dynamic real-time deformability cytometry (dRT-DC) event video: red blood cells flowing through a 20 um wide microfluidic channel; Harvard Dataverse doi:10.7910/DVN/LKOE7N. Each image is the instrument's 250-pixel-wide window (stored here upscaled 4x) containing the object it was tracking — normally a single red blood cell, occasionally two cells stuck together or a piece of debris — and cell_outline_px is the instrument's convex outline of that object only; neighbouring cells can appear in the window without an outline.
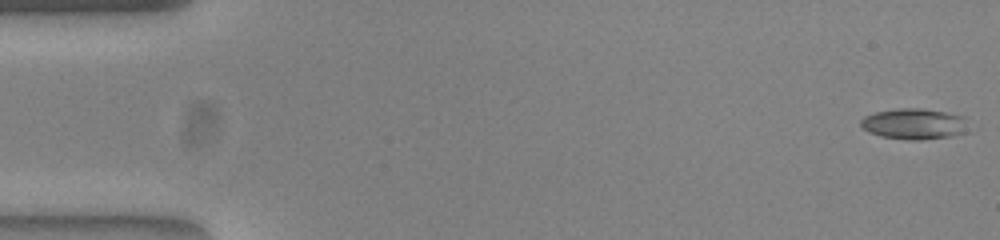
{"species": "common noctule bat (a hibernating species)", "species_latin": "Nyctalus noctula", "temperature_condition": "warm", "stored_images_in_passage": 53, "camera_frame_rate_fps": 3000, "um_per_image_px": 0.085, "animal": {"sex": "female", "body_mass_g": 23.0, "forearm_length_mm": 53.4}, "frame": {"image": 1, "passage_image": 1, "time_ms": 0.0, "image_size_px": [1000, 240], "cell_outline_px": [[964, 132], [952, 136], [916, 140], [912, 140], [880, 136], [868, 132], [860, 124], [860, 120], [864, 116], [876, 112], [900, 108], [920, 108], [944, 112], [964, 116]], "centroid_in_image_um": [77.63, 10.52], "position_along_channel_um": 7.4, "area_um2": 18.96}}
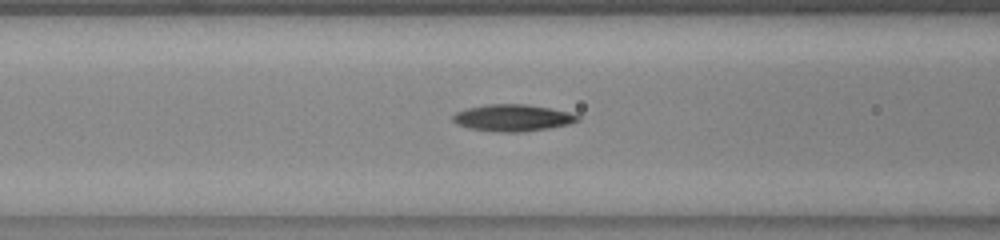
{"frame": {"image": 2, "passage_image": 21, "time_ms": 6.667, "image_size_px": [1000, 240], "cell_outline_px": [[580, 120], [568, 124], [548, 128], [524, 132], [500, 132], [472, 128], [456, 124], [452, 120], [452, 116], [456, 112], [468, 108], [488, 104], [524, 104], [548, 108], [568, 112], [580, 116]], "centroid_in_image_um": [43.57, 10.02], "position_along_channel_um": 123.0, "area_um2": 19.25}}
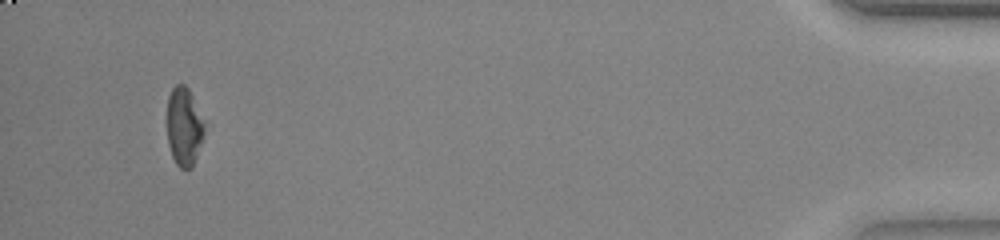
{"frame": {"image": 3, "passage_image": 50, "time_ms": 16.333, "image_size_px": [1000, 240], "cell_outline_px": [[204, 136], [192, 168], [180, 168], [176, 164], [172, 156], [168, 144], [168, 96], [172, 88], [176, 84], [184, 84], [188, 88], [192, 96], [204, 128]], "centroid_in_image_um": [15.63, 10.79], "position_along_channel_um": 419.6, "area_um2": 16.65}, "authors_computed_cell_mechanics": {"area_um2": 18.7272, "velocity_mm_per_s": 3.8961, "shape_relaxation_time_tau1_ms": 6.0875, "shape_relaxation_time_tau2_ms": 7.1393, "deformation_change_tau1": 0.2014, "deformation_change_tau2": 0.1373}}